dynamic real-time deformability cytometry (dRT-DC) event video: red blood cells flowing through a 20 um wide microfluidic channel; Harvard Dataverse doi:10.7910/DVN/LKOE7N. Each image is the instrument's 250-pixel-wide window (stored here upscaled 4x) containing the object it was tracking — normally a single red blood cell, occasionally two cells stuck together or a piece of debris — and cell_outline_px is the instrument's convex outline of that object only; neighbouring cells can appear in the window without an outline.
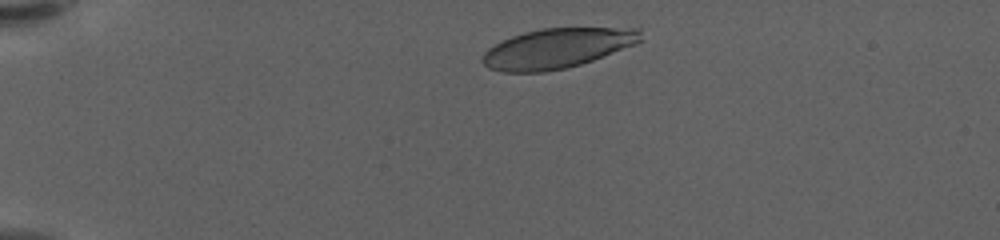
{"species": "human", "species_latin": "Homo sapiens", "temperature_condition": "warm", "stored_images_in_passage": 42, "camera_frame_rate_fps": 3000, "um_per_image_px": 0.085, "donor": {"sex": "female"}, "frame": {"image": 1, "passage_image": 4, "time_ms": 1.0, "image_size_px": [1000, 240], "cell_outline_px": [[644, 40], [636, 44], [592, 60], [580, 64], [564, 68], [544, 72], [504, 72], [488, 68], [480, 60], [484, 52], [488, 48], [500, 40], [524, 32], [544, 28], [640, 28]], "centroid_in_image_um": [47.34, 4.1], "position_along_channel_um": 37.7, "area_um2": 36.82}}
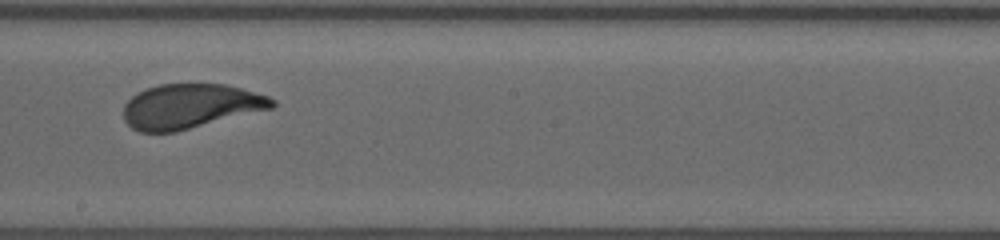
{"frame": {"image": 2, "passage_image": 26, "time_ms": 8.333, "image_size_px": [1000, 240], "cell_outline_px": [[276, 104], [272, 108], [176, 132], [140, 132], [132, 128], [124, 120], [124, 104], [136, 92], [144, 88], [160, 84], [224, 84], [240, 88], [268, 96], [276, 100]], "centroid_in_image_um": [16.15, 9.03], "position_along_channel_um": 232.1, "area_um2": 38.61}}
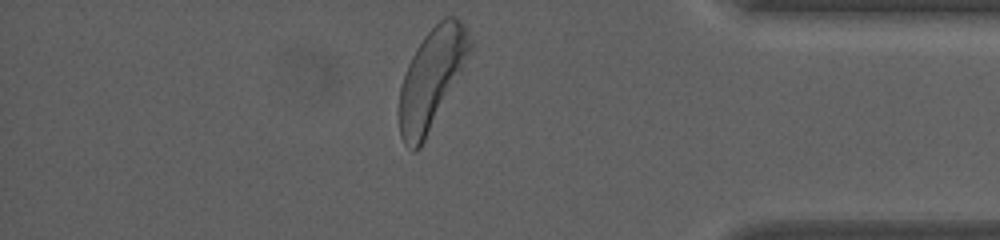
{"frame": {"image": 3, "passage_image": 42, "time_ms": 13.667, "image_size_px": [1000, 240], "cell_outline_px": [[472, 48], [460, 72], [420, 148], [412, 152], [404, 144], [400, 136], [400, 88], [408, 64], [416, 48], [424, 36], [444, 16], [456, 16], [464, 24], [472, 44]], "centroid_in_image_um": [36.67, 6.65], "position_along_channel_um": 398.5, "area_um2": 39.94}, "authors_computed_cell_mechanics": {"area_um2": 39.2462, "velocity_mm_per_s": 3.5253, "shape_relaxation_time_tau1_ms": 2.8984, "shape_relaxation_time_tau2_ms": null, "deformation_change_tau1": 0.1695, "deformation_change_tau2": null}}